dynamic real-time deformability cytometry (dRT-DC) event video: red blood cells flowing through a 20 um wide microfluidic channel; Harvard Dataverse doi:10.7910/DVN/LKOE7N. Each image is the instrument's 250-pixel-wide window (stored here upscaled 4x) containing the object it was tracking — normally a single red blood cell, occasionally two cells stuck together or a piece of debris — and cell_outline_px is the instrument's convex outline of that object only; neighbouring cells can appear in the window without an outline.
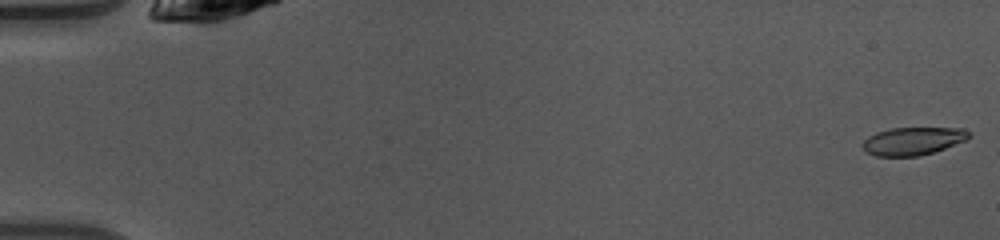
{"species": "common noctule bat (a hibernating species)", "species_latin": "Nyctalus noctula", "temperature_condition": "warm", "stored_images_in_passage": 10, "camera_frame_rate_fps": 3000, "um_per_image_px": 0.085, "animal": {"sex": "female", "body_mass_g": 10.0, "forearm_length_mm": 53.1}, "frame": {"image": 1, "passage_image": 1, "time_ms": 0.0, "image_size_px": [1000, 240], "cell_outline_px": [[972, 136], [964, 140], [944, 148], [920, 156], [876, 156], [864, 152], [864, 140], [868, 136], [876, 132], [892, 128], [964, 128], [972, 132]], "centroid_in_image_um": [77.6, 11.98], "position_along_channel_um": 7.4, "area_um2": 17.22}}